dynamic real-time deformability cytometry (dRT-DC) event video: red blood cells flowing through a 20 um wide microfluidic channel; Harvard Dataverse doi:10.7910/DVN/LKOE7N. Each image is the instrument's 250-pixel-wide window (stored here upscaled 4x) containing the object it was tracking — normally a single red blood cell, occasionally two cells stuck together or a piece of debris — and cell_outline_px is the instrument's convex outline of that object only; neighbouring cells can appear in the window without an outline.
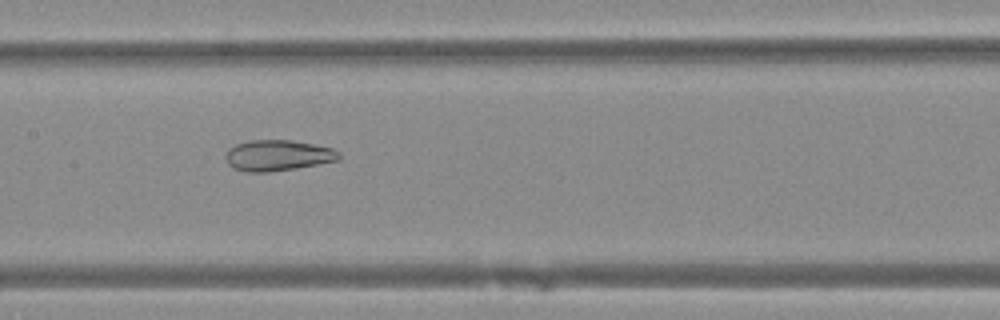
{"species": "Egyptian fruit bat (a non-hibernating species)", "species_latin": "Rousettus aegyptiacus", "temperature_condition": "warm", "stored_images_in_passage": 50, "camera_frame_rate_fps": 3000, "um_per_image_px": 0.085, "animal": {"sex": "female"}, "frame": {"image": 1, "passage_image": 25, "time_ms": 8.0, "image_size_px": [1000, 320], "cell_outline_px": [[340, 160], [296, 168], [268, 172], [248, 172], [232, 168], [228, 164], [224, 156], [228, 148], [236, 144], [248, 140], [292, 140], [332, 148], [340, 152]], "centroid_in_image_um": [23.58, 13.21], "position_along_channel_um": 183.8, "area_um2": 20.52}}
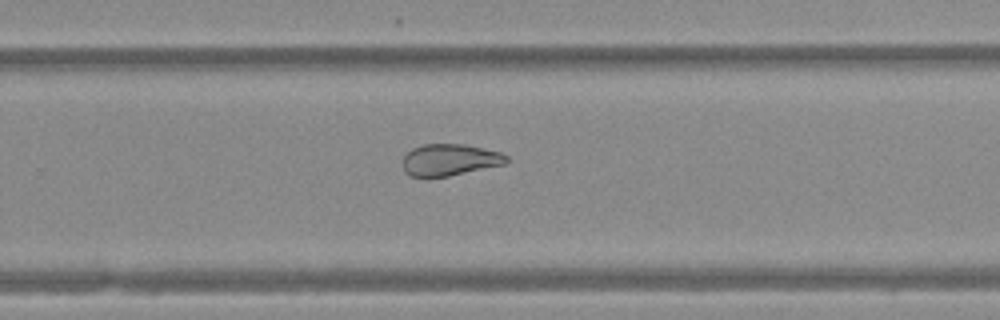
{"frame": {"image": 2, "passage_image": 33, "time_ms": 10.667, "image_size_px": [1000, 320], "cell_outline_px": [[508, 160], [504, 164], [448, 176], [412, 176], [404, 172], [400, 164], [404, 156], [412, 148], [424, 144], [464, 144], [500, 152], [508, 156]], "centroid_in_image_um": [38.18, 13.58], "position_along_channel_um": 291.6, "area_um2": 19.07}}
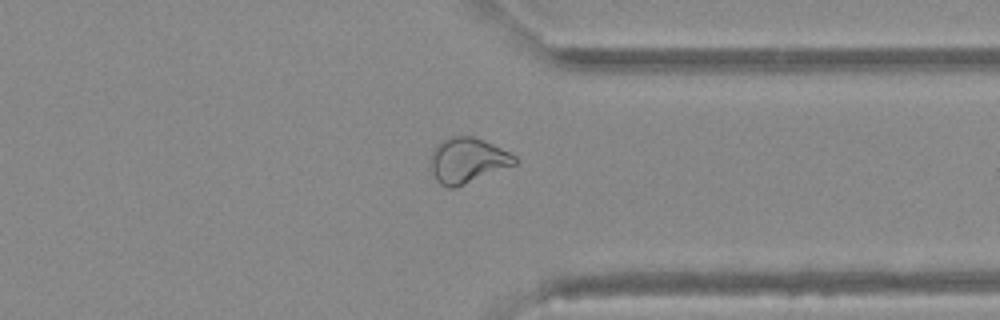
{"frame": {"image": 3, "passage_image": 39, "time_ms": 12.667, "image_size_px": [1000, 320], "cell_outline_px": [[520, 160], [516, 164], [456, 188], [448, 188], [440, 184], [436, 180], [432, 172], [432, 152], [436, 144], [452, 136], [472, 136], [484, 140], [516, 156]], "centroid_in_image_um": [39.75, 13.64], "position_along_channel_um": 371.6, "area_um2": 22.08}}